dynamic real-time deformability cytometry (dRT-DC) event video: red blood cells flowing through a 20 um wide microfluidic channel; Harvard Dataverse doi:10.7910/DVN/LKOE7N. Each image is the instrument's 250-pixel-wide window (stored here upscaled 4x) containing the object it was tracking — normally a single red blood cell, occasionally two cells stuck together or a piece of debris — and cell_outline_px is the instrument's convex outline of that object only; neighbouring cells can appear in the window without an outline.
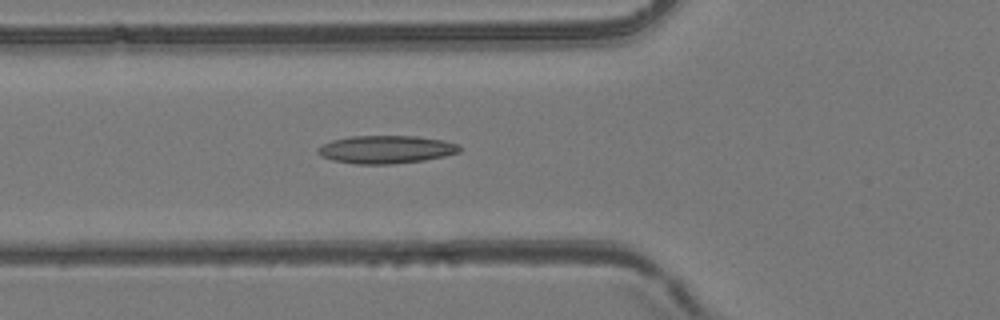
{"species": "common noctule bat (a hibernating species)", "species_latin": "Nyctalus noctula", "temperature_condition": "room temperature", "stored_images_in_passage": 54, "camera_frame_rate_fps": 3000, "um_per_image_px": 0.085, "animal": {"sex": "female", "body_mass_g": 24.6, "forearm_length_mm": 56.2}, "frame": {"image": 1, "passage_image": 20, "time_ms": 6.333, "image_size_px": [1000, 320], "cell_outline_px": [[460, 152], [444, 156], [424, 160], [392, 164], [356, 164], [332, 160], [320, 156], [316, 152], [316, 148], [332, 140], [348, 136], [416, 136], [444, 140], [456, 144], [460, 148]], "centroid_in_image_um": [32.77, 12.7], "position_along_channel_um": 93.0, "area_um2": 23.12}}
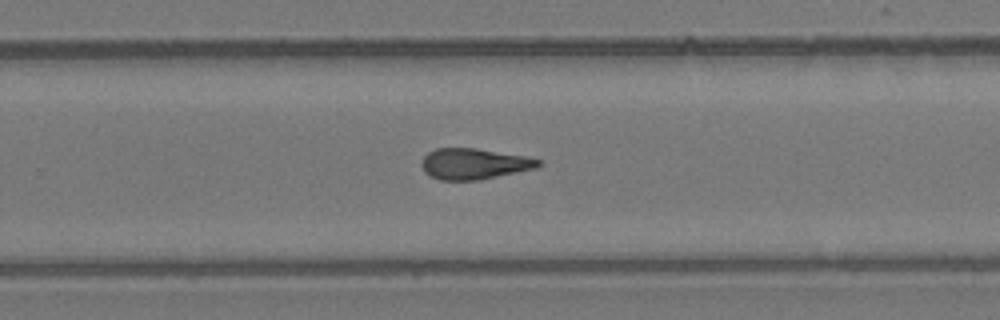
{"frame": {"image": 2, "passage_image": 35, "time_ms": 11.333, "image_size_px": [1000, 320], "cell_outline_px": [[540, 164], [536, 168], [480, 180], [440, 180], [428, 176], [424, 172], [420, 164], [424, 156], [428, 152], [436, 148], [476, 148], [528, 156], [540, 160]], "centroid_in_image_um": [40.26, 13.92], "position_along_channel_um": 289.5, "area_um2": 21.21}}
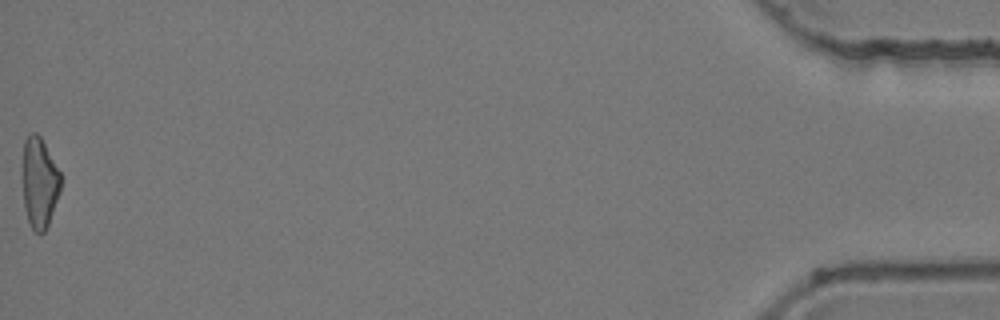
{"frame": {"image": 3, "passage_image": 54, "time_ms": 17.667, "image_size_px": [1000, 320], "cell_outline_px": [[60, 192], [48, 224], [44, 232], [36, 232], [32, 228], [28, 220], [24, 208], [24, 140], [32, 132], [36, 132], [40, 136], [60, 172]], "centroid_in_image_um": [3.37, 15.53], "position_along_channel_um": 431.8, "area_um2": 19.54}, "authors_computed_cell_mechanics": {"area_um2": 21.5016, "velocity_mm_per_s": 3.9192, "shape_relaxation_time_tau1_ms": null, "shape_relaxation_time_tau2_ms": 3.5845, "deformation_change_tau1": null, "deformation_change_tau2": 0.146}}